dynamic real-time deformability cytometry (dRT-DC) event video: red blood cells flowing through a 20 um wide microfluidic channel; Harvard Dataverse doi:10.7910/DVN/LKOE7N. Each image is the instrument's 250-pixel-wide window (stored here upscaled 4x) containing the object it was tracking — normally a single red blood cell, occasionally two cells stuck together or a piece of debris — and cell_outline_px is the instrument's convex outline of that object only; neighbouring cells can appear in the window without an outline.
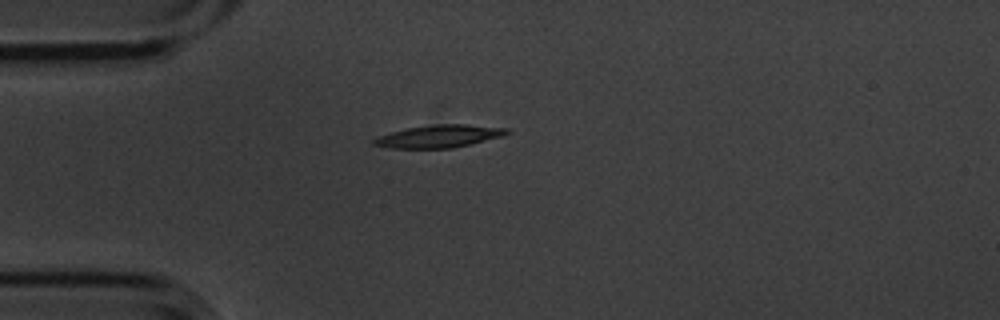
{"species": "common noctule bat (a hibernating species)", "species_latin": "Nyctalus noctula", "temperature_condition": "cold", "stored_images_in_passage": 6, "camera_frame_rate_fps": 3000, "um_per_image_px": 0.085, "animal": {"sex": "male", "body_mass_g": 20.1, "forearm_length_mm": 53.5}, "frame": {"image": 1, "passage_image": 1, "time_ms": 0.0, "image_size_px": [1000, 320], "cell_outline_px": [[512, 132], [504, 136], [452, 148], [392, 148], [372, 144], [372, 140], [380, 136], [392, 132], [408, 128], [436, 124], [464, 124], [508, 128]], "centroid_in_image_um": [37.38, 11.58], "position_along_channel_um": 47.6, "area_um2": 17.34}}
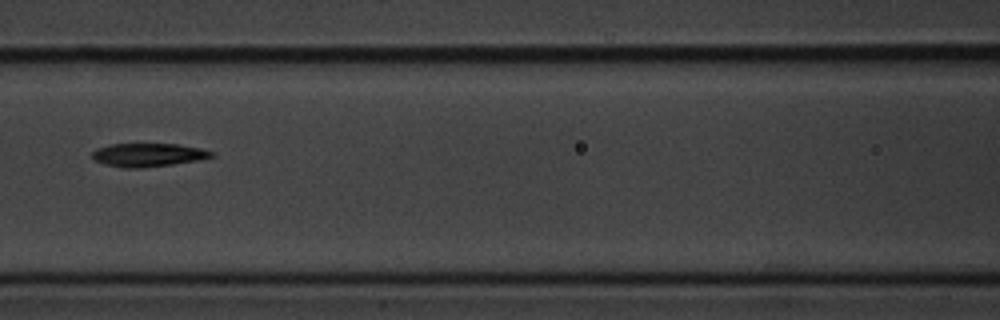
{"frame": {"image": 2, "passage_image": 4, "time_ms": 1.0, "image_size_px": [1000, 320], "cell_outline_px": [[216, 156], [196, 160], [172, 164], [140, 168], [124, 168], [104, 164], [92, 160], [92, 152], [96, 148], [108, 144], [176, 144], [200, 148], [216, 152]], "centroid_in_image_um": [12.56, 13.16], "position_along_channel_um": 154.0, "area_um2": 16.36}}
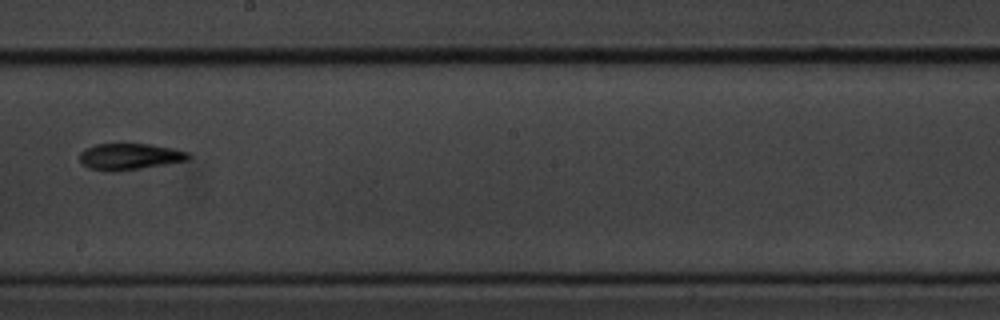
{"frame": {"image": 3, "passage_image": 6, "time_ms": 1.667, "image_size_px": [1000, 320], "cell_outline_px": [[192, 156], [188, 160], [140, 168], [112, 172], [108, 172], [88, 168], [80, 160], [80, 152], [84, 148], [96, 144], [148, 144], [172, 148], [188, 152]], "centroid_in_image_um": [10.99, 13.31], "position_along_channel_um": 237.2, "area_um2": 16.65}}